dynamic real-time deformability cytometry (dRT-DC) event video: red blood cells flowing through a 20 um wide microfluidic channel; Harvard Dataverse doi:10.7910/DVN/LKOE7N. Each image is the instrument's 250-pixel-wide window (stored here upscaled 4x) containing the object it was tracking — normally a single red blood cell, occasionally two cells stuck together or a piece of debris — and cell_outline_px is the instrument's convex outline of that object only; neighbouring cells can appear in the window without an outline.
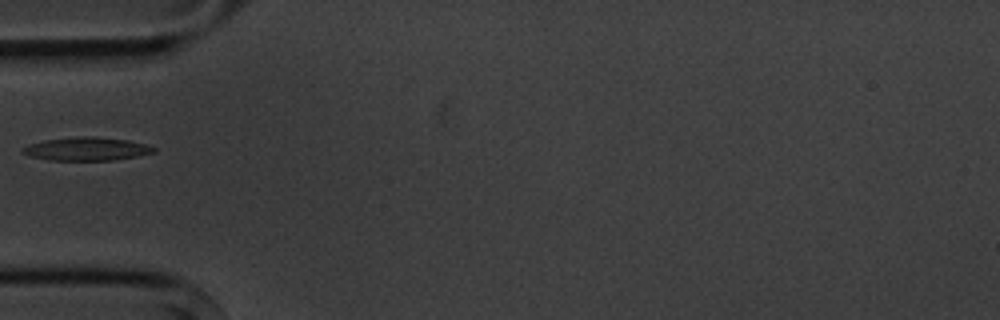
{"species": "common noctule bat (a hibernating species)", "species_latin": "Nyctalus noctula", "temperature_condition": "cold", "stored_images_in_passage": 2, "camera_frame_rate_fps": 3000, "um_per_image_px": 0.085, "animal": {"sex": "male", "body_mass_g": 20.1, "forearm_length_mm": 53.5}, "frame": {"image": 1, "passage_image": 2, "time_ms": 1.0, "image_size_px": [1000, 320], "cell_outline_px": [[156, 152], [136, 156], [112, 160], [48, 160], [28, 156], [20, 152], [20, 148], [28, 144], [44, 140], [76, 136], [92, 136], [128, 140], [144, 144], [156, 148]], "centroid_in_image_um": [7.29, 12.65], "position_along_channel_um": 77.7, "area_um2": 17.92}}